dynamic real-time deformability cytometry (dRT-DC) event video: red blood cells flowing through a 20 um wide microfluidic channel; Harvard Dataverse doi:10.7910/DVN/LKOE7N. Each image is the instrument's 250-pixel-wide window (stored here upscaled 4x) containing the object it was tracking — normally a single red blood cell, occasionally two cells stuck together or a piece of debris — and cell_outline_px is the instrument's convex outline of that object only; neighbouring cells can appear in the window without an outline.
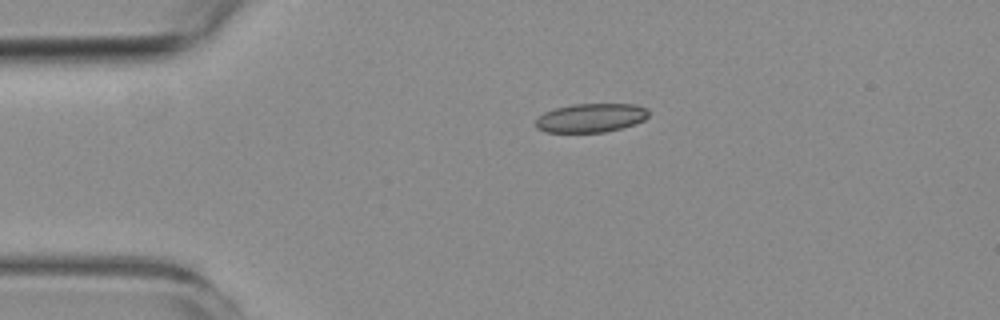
{"species": "common noctule bat (a hibernating species)", "species_latin": "Nyctalus noctula", "temperature_condition": "room temperature", "stored_images_in_passage": 2, "camera_frame_rate_fps": 3000, "um_per_image_px": 0.085, "animal": {"sex": "female", "body_mass_g": 19.3, "forearm_length_mm": 54.1}, "frame": {"image": 1, "passage_image": 1, "time_ms": 0.0, "image_size_px": [1000, 320], "cell_outline_px": [[648, 116], [644, 120], [620, 128], [604, 132], [544, 132], [536, 128], [536, 120], [544, 112], [556, 108], [576, 104], [636, 104], [648, 108]], "centroid_in_image_um": [50.22, 10.01], "position_along_channel_um": 34.8, "area_um2": 18.84}}
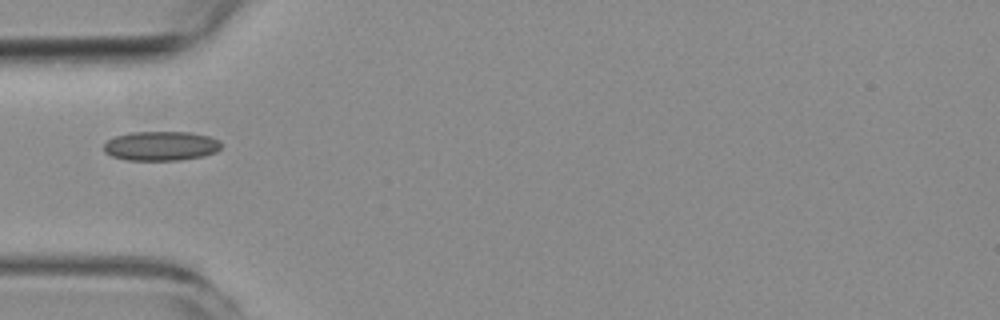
{"frame": {"image": 2, "passage_image": 2, "time_ms": 2.0, "image_size_px": [1000, 320], "cell_outline_px": [[220, 148], [216, 152], [204, 156], [180, 160], [128, 160], [112, 156], [104, 152], [104, 144], [108, 140], [116, 136], [132, 132], [188, 132], [208, 136], [220, 140]], "centroid_in_image_um": [13.69, 12.41], "position_along_channel_um": 71.3, "area_um2": 20.06}}